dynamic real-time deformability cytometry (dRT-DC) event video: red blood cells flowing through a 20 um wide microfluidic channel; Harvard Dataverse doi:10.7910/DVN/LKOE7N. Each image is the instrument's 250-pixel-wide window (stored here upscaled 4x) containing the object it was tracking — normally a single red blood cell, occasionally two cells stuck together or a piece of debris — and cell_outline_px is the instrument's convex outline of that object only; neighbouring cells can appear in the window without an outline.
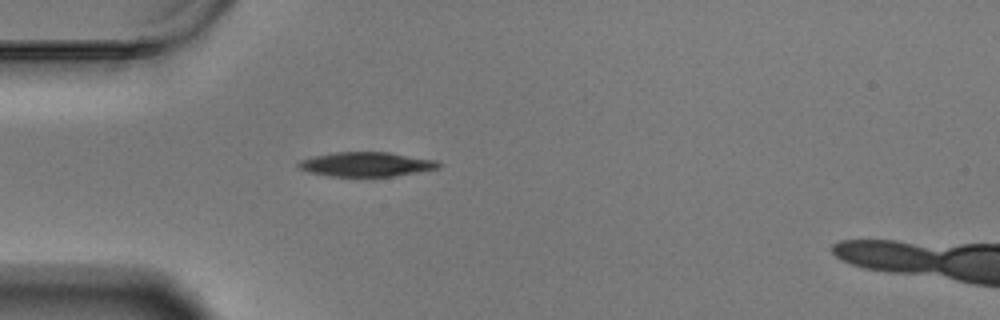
{"species": "Egyptian fruit bat (a non-hibernating species)", "species_latin": "Rousettus aegyptiacus", "temperature_condition": "warm", "stored_images_in_passage": 38, "camera_frame_rate_fps": 3000, "um_per_image_px": 0.085, "animal": {"sex": "male"}, "frame": {"image": 1, "passage_image": 1, "time_ms": 0.0, "image_size_px": [1000, 320], "cell_outline_px": [[444, 164], [440, 168], [420, 172], [392, 176], [328, 176], [308, 172], [300, 168], [296, 164], [300, 160], [316, 156], [336, 152], [388, 152], [436, 160]], "centroid_in_image_um": [31.18, 13.97], "position_along_channel_um": 53.8, "area_um2": 19.94}}
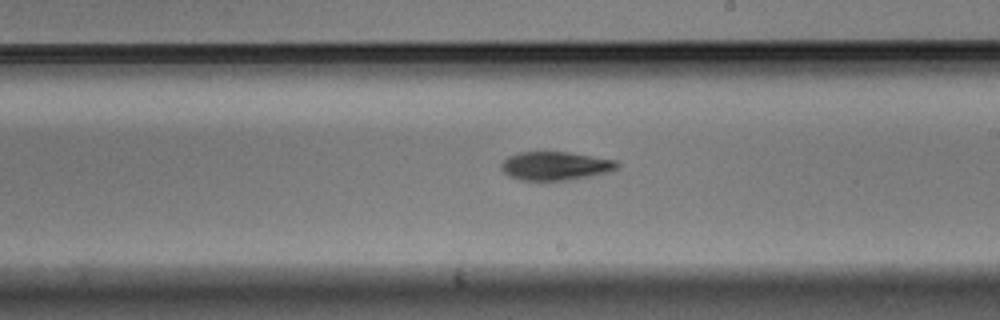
{"frame": {"image": 2, "passage_image": 18, "time_ms": 5.667, "image_size_px": [1000, 320], "cell_outline_px": [[620, 164], [612, 172], [572, 180], [520, 180], [508, 176], [500, 168], [500, 164], [508, 156], [520, 152], [568, 152], [616, 160]], "centroid_in_image_um": [47.22, 14.11], "position_along_channel_um": 241.8, "area_um2": 19.48}}
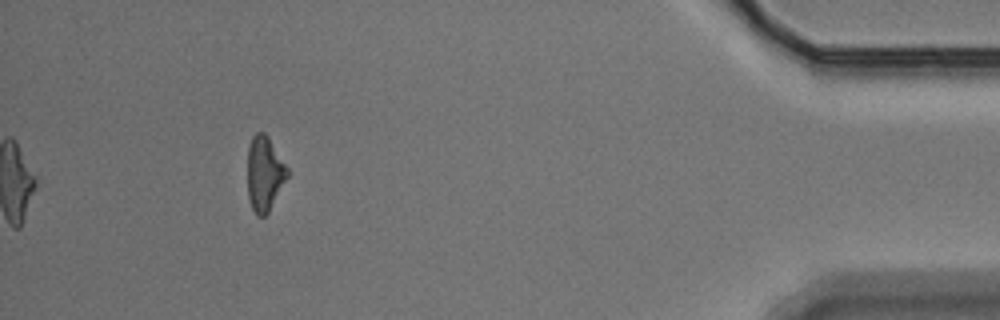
{"frame": {"image": 3, "passage_image": 38, "time_ms": 12.333, "image_size_px": [1000, 320], "cell_outline_px": [[288, 176], [268, 212], [264, 216], [256, 216], [248, 200], [248, 148], [252, 136], [256, 132], [264, 132], [268, 136], [288, 168]], "centroid_in_image_um": [22.47, 14.75], "position_along_channel_um": 412.7, "area_um2": 17.28}, "authors_computed_cell_mechanics": {"area_um2": 19.3052, "velocity_mm_per_s": 3.4452, "shape_relaxation_time_tau1_ms": 2.4418, "shape_relaxation_time_tau2_ms": null, "deformation_change_tau1": 0.1231, "deformation_change_tau2": null}}